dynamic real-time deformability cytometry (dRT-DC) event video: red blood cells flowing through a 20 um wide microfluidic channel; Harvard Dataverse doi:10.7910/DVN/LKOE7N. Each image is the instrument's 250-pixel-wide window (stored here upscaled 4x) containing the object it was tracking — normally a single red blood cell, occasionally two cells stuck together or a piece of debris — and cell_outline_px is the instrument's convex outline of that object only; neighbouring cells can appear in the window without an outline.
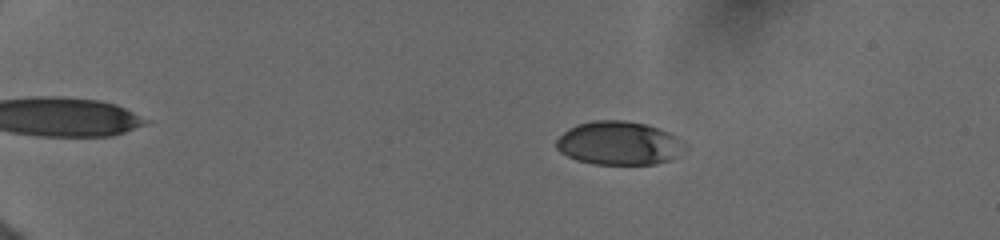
{"species": "human", "species_latin": "Homo sapiens", "temperature_condition": "cold", "stored_images_in_passage": 48, "camera_frame_rate_fps": 3000, "um_per_image_px": 0.085, "donor": {"sex": "female"}, "frame": {"image": 1, "passage_image": 8, "time_ms": 3.667, "image_size_px": [1000, 240], "cell_outline_px": [[688, 148], [668, 160], [656, 164], [596, 164], [576, 160], [560, 152], [556, 148], [556, 140], [568, 128], [576, 124], [592, 120], [624, 120], [648, 124], [668, 132], [688, 144]], "centroid_in_image_um": [52.61, 12.16], "position_along_channel_um": 32.4, "area_um2": 32.83}}
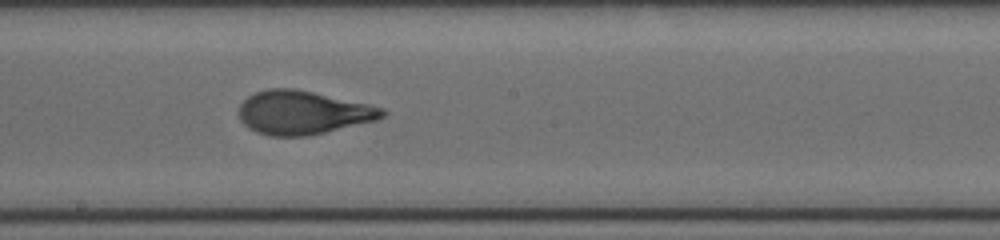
{"frame": {"image": 2, "passage_image": 31, "time_ms": 11.0, "image_size_px": [1000, 240], "cell_outline_px": [[388, 112], [384, 116], [376, 120], [308, 136], [268, 136], [256, 132], [248, 128], [240, 120], [240, 104], [248, 96], [256, 92], [268, 88], [296, 88], [368, 104], [384, 108]], "centroid_in_image_um": [25.73, 9.57], "position_along_channel_um": 222.5, "area_um2": 36.41}}
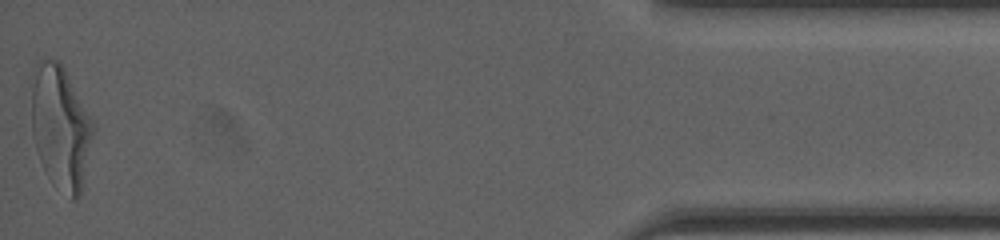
{"frame": {"image": 3, "passage_image": 48, "time_ms": 18.0, "image_size_px": [1000, 240], "cell_outline_px": [[96, 128], [80, 192], [72, 200], [52, 184], [40, 160], [32, 136], [32, 88], [36, 72], [40, 60], [60, 60], [96, 124]], "centroid_in_image_um": [5.19, 10.83], "position_along_channel_um": 430.0, "area_um2": 44.22}, "authors_computed_cell_mechanics": {"area_um2": 35.4603, "velocity_mm_per_s": 3.9517, "shape_relaxation_time_tau1_ms": 3.2778, "shape_relaxation_time_tau2_ms": 0.7084, "deformation_change_tau1": 0.19, "deformation_change_tau2": 0.081}}